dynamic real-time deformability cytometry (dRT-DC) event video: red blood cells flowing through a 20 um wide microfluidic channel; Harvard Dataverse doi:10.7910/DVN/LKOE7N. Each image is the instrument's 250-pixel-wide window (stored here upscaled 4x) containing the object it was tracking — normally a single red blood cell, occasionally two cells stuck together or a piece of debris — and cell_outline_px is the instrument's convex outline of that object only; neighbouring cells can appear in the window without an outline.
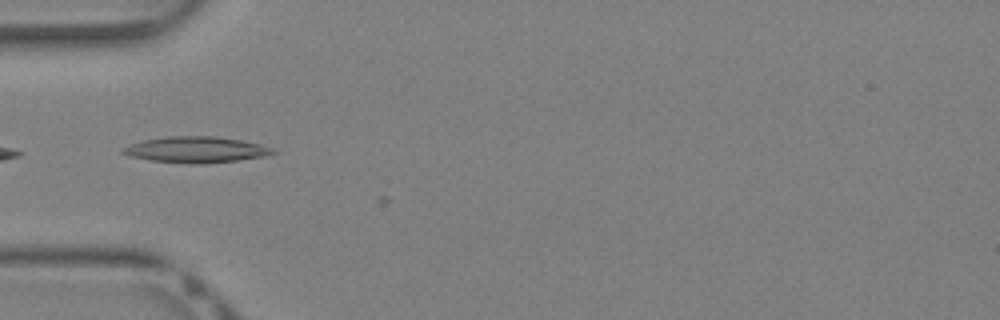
{"species": "Egyptian fruit bat (a non-hibernating species)", "species_latin": "Rousettus aegyptiacus", "temperature_condition": "warm", "stored_images_in_passage": 5, "camera_frame_rate_fps": 3000, "um_per_image_px": 0.085, "animal": {"sex": "female"}, "frame": {"image": 1, "passage_image": 4, "time_ms": 1.0, "image_size_px": [1000, 320], "cell_outline_px": [[276, 152], [264, 156], [236, 160], [200, 164], [192, 164], [152, 160], [132, 156], [120, 152], [120, 148], [144, 140], [168, 136], [216, 136], [240, 140], [260, 144], [272, 148]], "centroid_in_image_um": [16.65, 12.71], "position_along_channel_um": 68.4, "area_um2": 22.43}}